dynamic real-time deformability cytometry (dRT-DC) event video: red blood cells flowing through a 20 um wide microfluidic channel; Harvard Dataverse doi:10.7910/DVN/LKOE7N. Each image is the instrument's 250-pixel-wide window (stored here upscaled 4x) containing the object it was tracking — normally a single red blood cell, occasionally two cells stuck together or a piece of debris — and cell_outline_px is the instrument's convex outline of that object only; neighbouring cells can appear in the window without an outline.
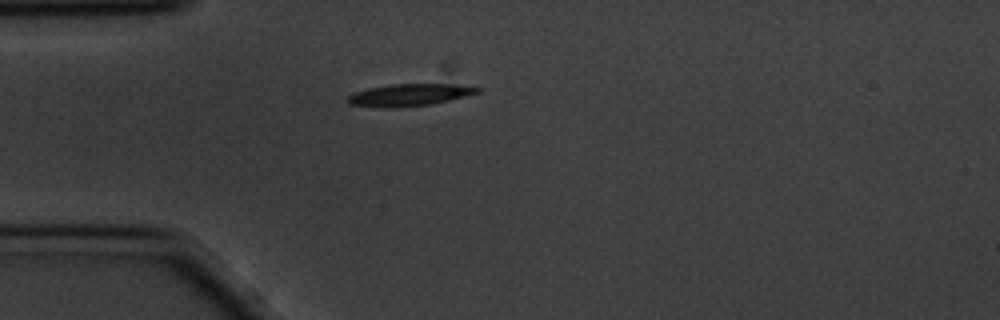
{"species": "common noctule bat (a hibernating species)", "species_latin": "Nyctalus noctula", "temperature_condition": "cold", "stored_images_in_passage": 7, "camera_frame_rate_fps": 3000, "um_per_image_px": 0.085, "animal": {"sex": "male", "body_mass_g": 20.1, "forearm_length_mm": 53.5}, "frame": {"image": 1, "passage_image": 1, "time_ms": 0.0, "image_size_px": [1000, 320], "cell_outline_px": [[480, 92], [432, 104], [396, 108], [384, 108], [348, 104], [344, 100], [352, 92], [368, 88], [392, 84], [452, 84], [480, 88]], "centroid_in_image_um": [34.69, 8.08], "position_along_channel_um": 50.3, "area_um2": 16.76}}